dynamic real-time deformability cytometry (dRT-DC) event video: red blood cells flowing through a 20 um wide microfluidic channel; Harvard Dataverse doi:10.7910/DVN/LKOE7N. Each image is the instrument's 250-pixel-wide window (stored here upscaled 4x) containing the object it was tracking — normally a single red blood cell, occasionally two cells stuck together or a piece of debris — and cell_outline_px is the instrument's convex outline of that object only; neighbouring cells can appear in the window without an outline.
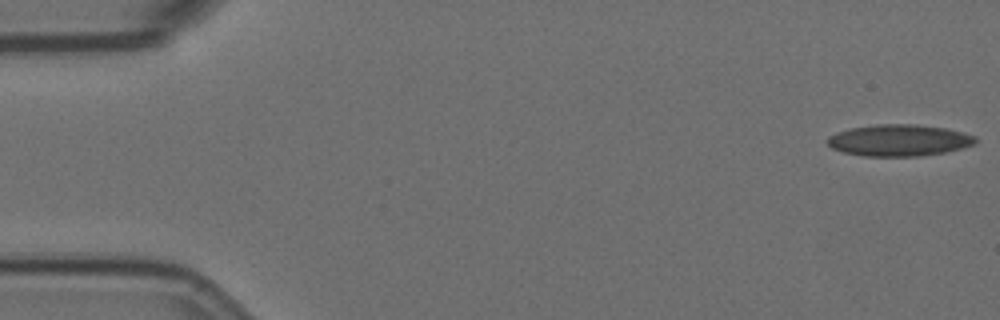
{"species": "Egyptian fruit bat (a non-hibernating species)", "species_latin": "Rousettus aegyptiacus", "temperature_condition": "room temperature", "stored_images_in_passage": 6, "camera_frame_rate_fps": 3000, "um_per_image_px": 0.085, "animal": {"sex": "female"}, "frame": {"image": 1, "passage_image": 1, "time_ms": 0.0, "image_size_px": [1000, 320], "cell_outline_px": [[976, 144], [944, 152], [920, 156], [864, 156], [844, 152], [832, 148], [828, 144], [828, 136], [836, 132], [852, 128], [876, 124], [916, 124], [948, 128], [964, 132], [976, 136]], "centroid_in_image_um": [76.44, 11.91], "position_along_channel_um": 8.6, "area_um2": 27.28}}